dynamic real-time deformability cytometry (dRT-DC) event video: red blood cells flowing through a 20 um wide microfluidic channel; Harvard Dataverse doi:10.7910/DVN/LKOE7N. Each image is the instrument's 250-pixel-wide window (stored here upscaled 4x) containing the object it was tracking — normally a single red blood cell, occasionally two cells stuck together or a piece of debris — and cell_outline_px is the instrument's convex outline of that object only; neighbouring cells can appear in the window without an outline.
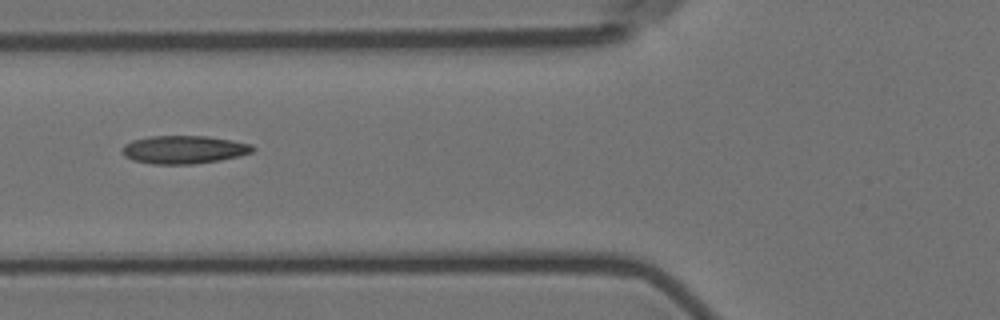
{"species": "Egyptian fruit bat (a non-hibernating species)", "species_latin": "Rousettus aegyptiacus", "temperature_condition": "room temperature", "stored_images_in_passage": 7, "camera_frame_rate_fps": 3000, "um_per_image_px": 0.085, "animal": {"sex": "female"}, "frame": {"image": 1, "passage_image": 7, "time_ms": 7.0, "image_size_px": [1000, 320], "cell_outline_px": [[256, 148], [252, 152], [240, 156], [220, 160], [192, 164], [152, 164], [132, 160], [124, 156], [120, 152], [120, 148], [124, 144], [132, 140], [148, 136], [208, 136], [232, 140], [252, 144]], "centroid_in_image_um": [15.6, 12.71], "position_along_channel_um": 110.2, "area_um2": 21.68}}